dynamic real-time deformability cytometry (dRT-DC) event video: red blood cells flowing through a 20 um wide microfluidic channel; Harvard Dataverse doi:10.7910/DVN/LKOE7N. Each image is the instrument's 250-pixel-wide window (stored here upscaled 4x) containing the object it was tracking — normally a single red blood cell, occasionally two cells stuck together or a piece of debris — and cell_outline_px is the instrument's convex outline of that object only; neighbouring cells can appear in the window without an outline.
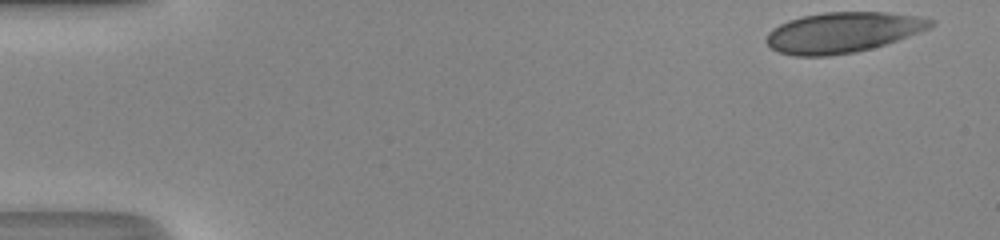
{"species": "human", "species_latin": "Homo sapiens", "temperature_condition": "room temperature", "stored_images_in_passage": 39, "camera_frame_rate_fps": 3000, "um_per_image_px": 0.085, "donor": {"sex": "male"}, "frame": {"image": 1, "passage_image": 1, "time_ms": 0.0, "image_size_px": [1000, 240], "cell_outline_px": [[936, 20], [928, 28], [920, 32], [872, 48], [856, 52], [828, 56], [796, 56], [780, 52], [772, 48], [764, 40], [768, 32], [772, 28], [788, 20], [804, 16], [824, 12], [888, 12], [920, 16]], "centroid_in_image_um": [71.62, 2.75], "position_along_channel_um": 13.4, "area_um2": 38.67}}
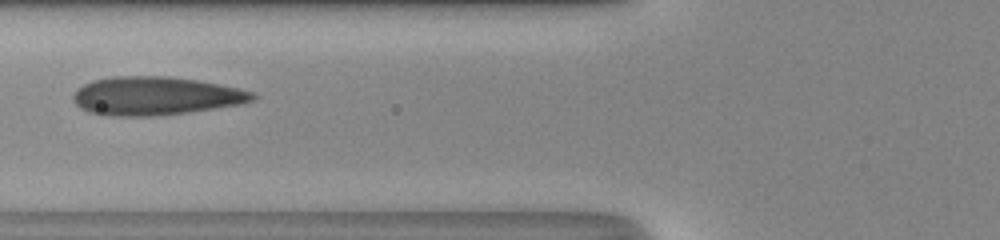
{"frame": {"image": 2, "passage_image": 18, "time_ms": 5.667, "image_size_px": [1000, 240], "cell_outline_px": [[256, 100], [244, 104], [188, 112], [152, 116], [104, 116], [88, 112], [80, 108], [72, 100], [72, 96], [76, 88], [84, 84], [96, 80], [112, 76], [168, 76], [196, 80], [220, 84], [252, 92], [256, 96]], "centroid_in_image_um": [13.2, 8.16], "position_along_channel_um": 112.6, "area_um2": 40.4}}
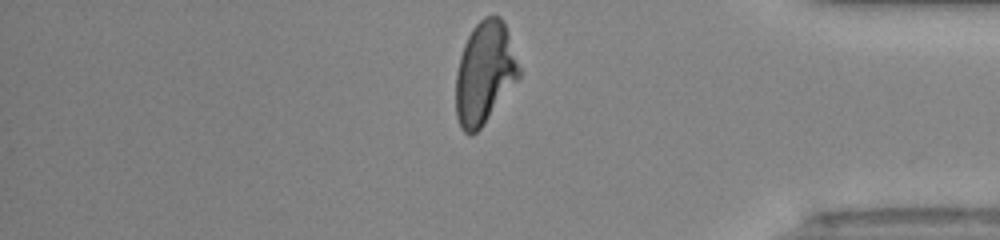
{"frame": {"image": 3, "passage_image": 39, "time_ms": 12.667, "image_size_px": [1000, 240], "cell_outline_px": [[520, 76], [484, 124], [476, 132], [464, 132], [460, 128], [456, 116], [456, 72], [460, 56], [464, 44], [472, 28], [484, 16], [500, 16], [504, 20], [520, 68]], "centroid_in_image_um": [41.18, 6.17], "position_along_channel_um": 394.0, "area_um2": 37.4}, "authors_computed_cell_mechanics": {"area_um2": 39.304, "velocity_mm_per_s": 4.3577, "shape_relaxation_time_tau1_ms": null, "shape_relaxation_time_tau2_ms": 1.0082, "deformation_change_tau1": null, "deformation_change_tau2": 0.0732}}